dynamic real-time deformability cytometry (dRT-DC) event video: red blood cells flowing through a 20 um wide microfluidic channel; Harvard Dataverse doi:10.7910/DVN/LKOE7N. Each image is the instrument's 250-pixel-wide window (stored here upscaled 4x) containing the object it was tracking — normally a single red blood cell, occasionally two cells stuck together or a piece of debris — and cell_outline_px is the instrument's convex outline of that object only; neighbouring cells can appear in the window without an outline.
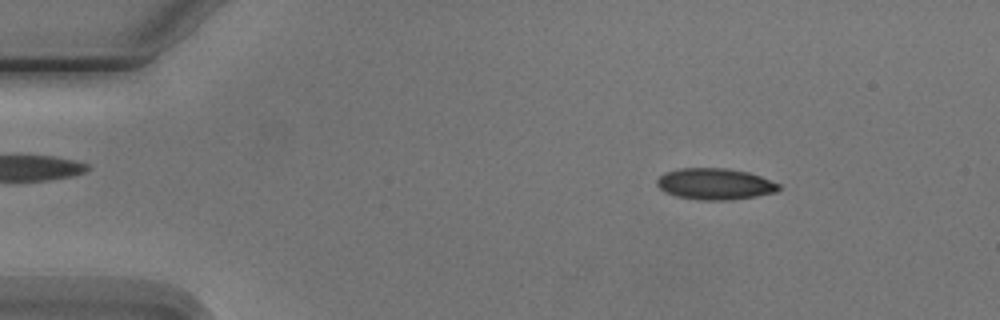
{"species": "Egyptian fruit bat (a non-hibernating species)", "species_latin": "Rousettus aegyptiacus", "temperature_condition": "cold", "stored_images_in_passage": 4, "camera_frame_rate_fps": 3000, "um_per_image_px": 0.085, "animal": {"sex": "male"}, "frame": {"image": 1, "passage_image": 2, "time_ms": 1.0, "image_size_px": [1000, 320], "cell_outline_px": [[780, 188], [776, 192], [756, 196], [732, 200], [704, 200], [676, 196], [664, 192], [656, 184], [656, 180], [664, 172], [676, 168], [728, 168], [748, 172], [760, 176], [780, 184]], "centroid_in_image_um": [60.75, 15.63], "position_along_channel_um": 24.2, "area_um2": 22.37}}